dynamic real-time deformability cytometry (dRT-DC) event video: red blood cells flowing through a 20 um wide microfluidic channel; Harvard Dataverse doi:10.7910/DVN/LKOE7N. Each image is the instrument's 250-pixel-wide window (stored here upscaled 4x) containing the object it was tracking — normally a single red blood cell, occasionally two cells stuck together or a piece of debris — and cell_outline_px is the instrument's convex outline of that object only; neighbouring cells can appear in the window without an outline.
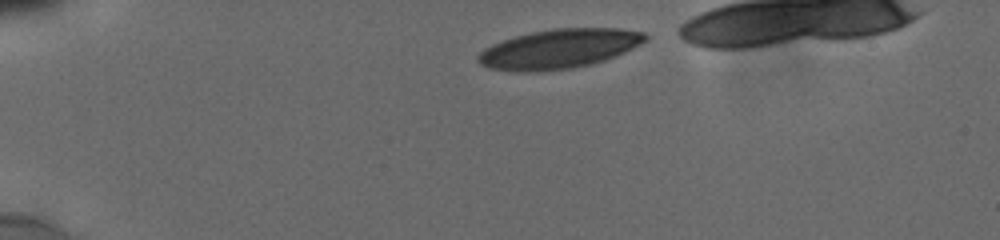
{"species": "human", "species_latin": "Homo sapiens", "temperature_condition": "cold", "stored_images_in_passage": 25, "camera_frame_rate_fps": 3000, "um_per_image_px": 0.085, "donor": {"sex": "male"}, "frame": {"image": 1, "passage_image": 1, "time_ms": 0.0, "image_size_px": [1000, 240], "cell_outline_px": [[648, 36], [640, 44], [616, 56], [592, 64], [572, 68], [536, 72], [516, 72], [488, 68], [480, 64], [476, 60], [476, 56], [484, 48], [492, 44], [516, 36], [532, 32], [556, 28], [616, 28], [644, 32]], "centroid_in_image_um": [47.48, 4.16], "position_along_channel_um": 37.5, "area_um2": 38.38}}
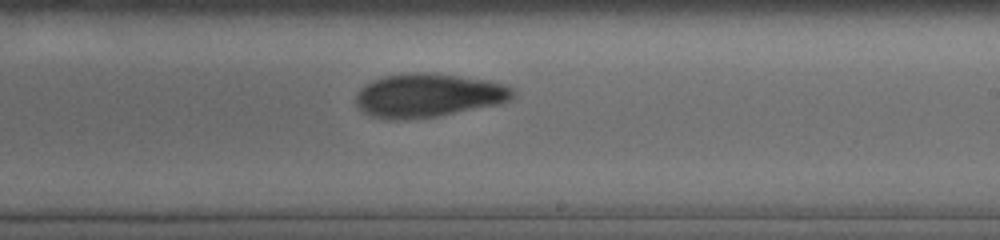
{"frame": {"image": 2, "passage_image": 16, "time_ms": 7.333, "image_size_px": [1000, 240], "cell_outline_px": [[516, 96], [500, 104], [436, 116], [404, 120], [384, 120], [372, 116], [364, 112], [356, 104], [356, 92], [360, 88], [372, 80], [384, 76], [412, 72], [424, 72], [488, 80], [504, 84], [512, 88], [516, 92]], "centroid_in_image_um": [36.39, 8.11], "position_along_channel_um": 252.6, "area_um2": 40.06}}
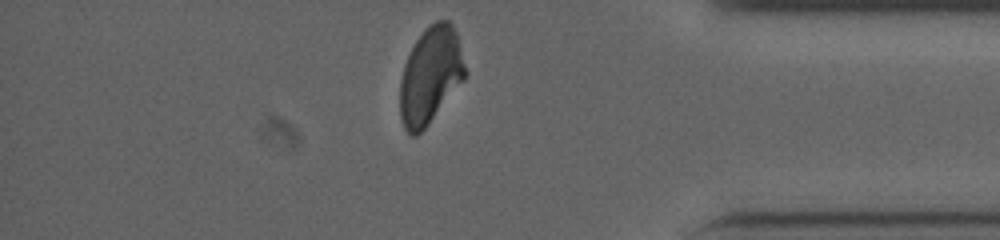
{"frame": {"image": 3, "passage_image": 25, "time_ms": 11.667, "image_size_px": [1000, 240], "cell_outline_px": [[468, 72], [464, 80], [428, 124], [416, 136], [412, 136], [404, 128], [400, 116], [400, 80], [404, 64], [416, 40], [436, 20], [448, 20], [452, 24], [456, 32]], "centroid_in_image_um": [36.6, 6.42], "position_along_channel_um": 398.6, "area_um2": 36.47}, "authors_computed_cell_mechanics": {"area_um2": 39.882, "velocity_mm_per_s": 3.8184, "shape_relaxation_time_tau1_ms": 6.987, "shape_relaxation_time_tau2_ms": 4.3394, "deformation_change_tau1": 0.1878, "deformation_change_tau2": 0.1087}}